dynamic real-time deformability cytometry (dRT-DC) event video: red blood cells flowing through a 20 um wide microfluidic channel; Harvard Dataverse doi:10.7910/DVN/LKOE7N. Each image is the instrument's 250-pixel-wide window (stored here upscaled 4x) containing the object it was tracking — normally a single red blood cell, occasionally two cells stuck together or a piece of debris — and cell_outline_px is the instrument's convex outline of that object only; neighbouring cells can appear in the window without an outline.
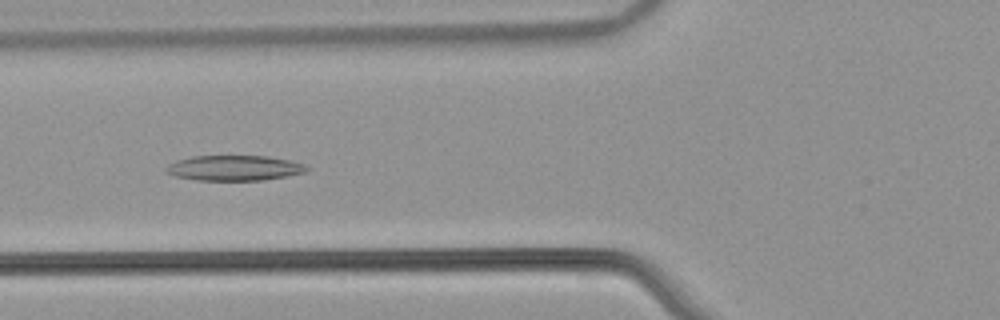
{"species": "common noctule bat (a hibernating species)", "species_latin": "Nyctalus noctula", "temperature_condition": "warm", "stored_images_in_passage": 57, "camera_frame_rate_fps": 3000, "um_per_image_px": 0.085, "animal": {"sex": "male", "body_mass_g": 21.5, "forearm_length_mm": 52.0}, "frame": {"image": 1, "passage_image": 23, "time_ms": 7.333, "image_size_px": [1000, 320], "cell_outline_px": [[304, 168], [300, 172], [284, 176], [256, 180], [204, 180], [180, 176], [172, 172], [176, 164], [184, 160], [196, 156], [260, 156], [284, 160], [300, 164]], "centroid_in_image_um": [20.0, 14.28], "position_along_channel_um": 105.8, "area_um2": 18.61}}
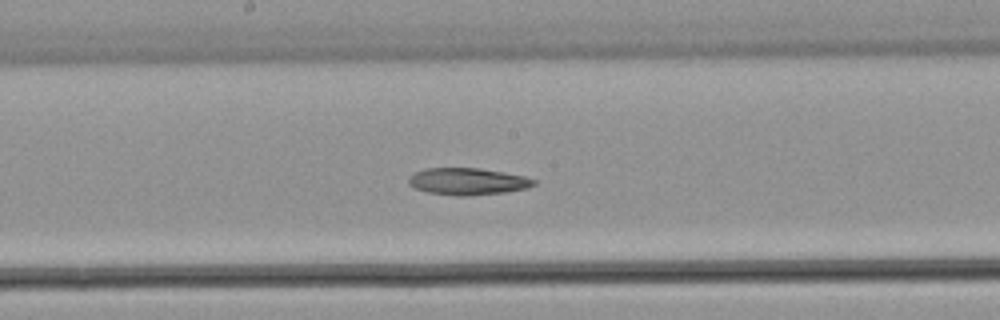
{"frame": {"image": 2, "passage_image": 31, "time_ms": 10.0, "image_size_px": [1000, 320], "cell_outline_px": [[536, 184], [524, 188], [500, 192], [432, 192], [416, 188], [408, 180], [416, 172], [428, 168], [476, 168], [500, 172], [520, 176], [536, 180]], "centroid_in_image_um": [39.76, 15.35], "position_along_channel_um": 208.4, "area_um2": 17.63}}
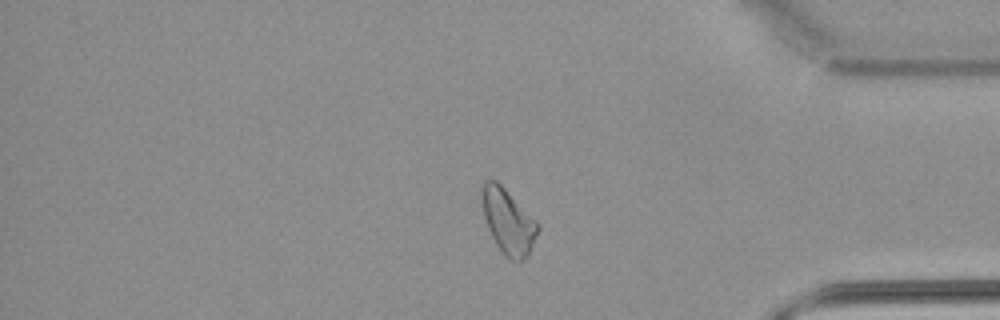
{"frame": {"image": 3, "passage_image": 47, "time_ms": 15.333, "image_size_px": [1000, 320], "cell_outline_px": [[540, 228], [528, 252], [520, 260], [508, 256], [500, 248], [488, 224], [484, 212], [484, 184], [488, 180], [492, 180], [500, 184]], "centroid_in_image_um": [43.22, 18.82], "position_along_channel_um": 392.0, "area_um2": 18.79}}